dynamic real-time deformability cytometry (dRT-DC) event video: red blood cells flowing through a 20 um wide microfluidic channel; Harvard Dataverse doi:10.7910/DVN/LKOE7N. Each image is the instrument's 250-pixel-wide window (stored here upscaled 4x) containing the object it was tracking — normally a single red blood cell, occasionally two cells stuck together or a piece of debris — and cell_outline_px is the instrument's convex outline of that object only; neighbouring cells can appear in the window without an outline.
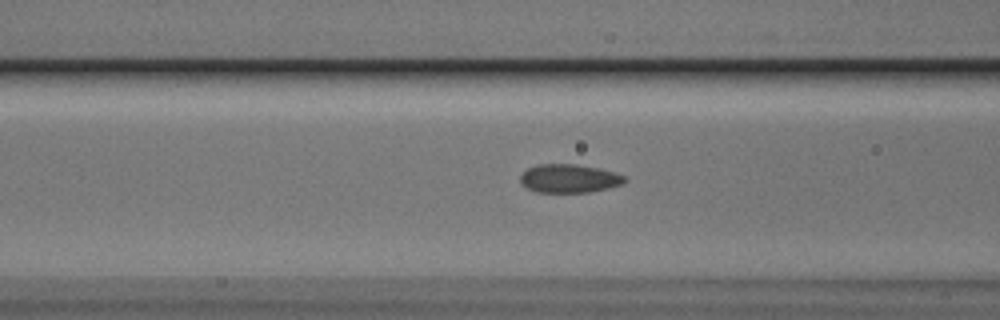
{"species": "Egyptian fruit bat (a non-hibernating species)", "species_latin": "Rousettus aegyptiacus", "temperature_condition": "cold", "stored_images_in_passage": 12, "camera_frame_rate_fps": 3000, "um_per_image_px": 0.085, "animal": {"sex": "male"}, "frame": {"image": 1, "passage_image": 10, "time_ms": 3.0, "image_size_px": [1000, 320], "cell_outline_px": [[628, 180], [624, 184], [608, 188], [588, 192], [536, 192], [520, 184], [520, 176], [528, 168], [540, 164], [576, 164], [596, 168], [612, 172], [624, 176]], "centroid_in_image_um": [48.37, 15.18], "position_along_channel_um": 118.2, "area_um2": 17.22}}